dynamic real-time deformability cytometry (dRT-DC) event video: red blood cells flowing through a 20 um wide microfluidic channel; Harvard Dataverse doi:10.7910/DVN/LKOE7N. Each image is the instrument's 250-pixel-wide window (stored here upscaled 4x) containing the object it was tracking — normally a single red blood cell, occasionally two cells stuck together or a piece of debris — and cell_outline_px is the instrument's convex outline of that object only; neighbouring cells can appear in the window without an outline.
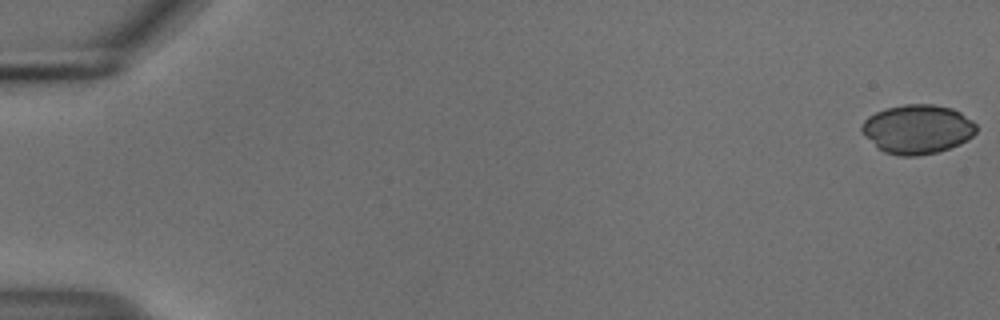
{"species": "common noctule bat (a hibernating species)", "species_latin": "Nyctalus noctula", "temperature_condition": "cold", "stored_images_in_passage": 55, "camera_frame_rate_fps": 3000, "um_per_image_px": 0.085, "animal": {"sex": "male", "body_mass_g": 18.8}, "frame": {"image": 1, "passage_image": 1, "time_ms": 0.0, "image_size_px": [1000, 320], "cell_outline_px": [[976, 132], [968, 140], [960, 144], [936, 152], [916, 156], [900, 156], [884, 152], [876, 148], [860, 132], [860, 128], [864, 120], [868, 116], [884, 108], [904, 104], [936, 104], [952, 108], [960, 112], [972, 120], [976, 124]], "centroid_in_image_um": [77.95, 10.97], "position_along_channel_um": 7.0, "area_um2": 33.18}}
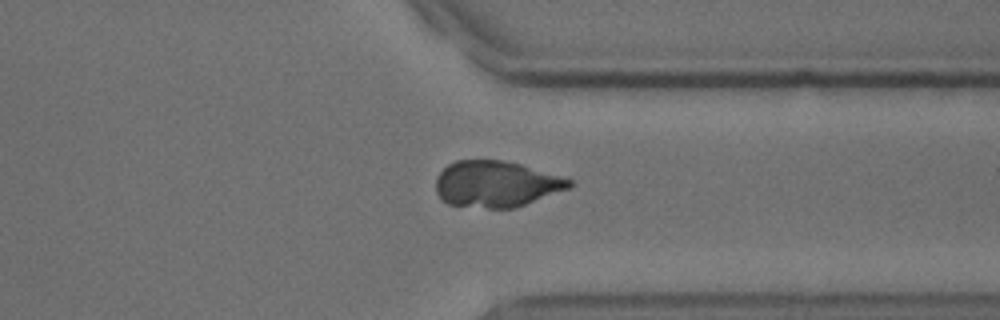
{"frame": {"image": 2, "passage_image": 43, "time_ms": 14.0, "image_size_px": [1000, 320], "cell_outline_px": [[572, 188], [516, 208], [488, 208], [448, 204], [440, 200], [436, 192], [436, 176], [448, 164], [456, 160], [504, 160], [520, 164], [572, 180]], "centroid_in_image_um": [42.16, 15.65], "position_along_channel_um": 369.2, "area_um2": 36.13}}
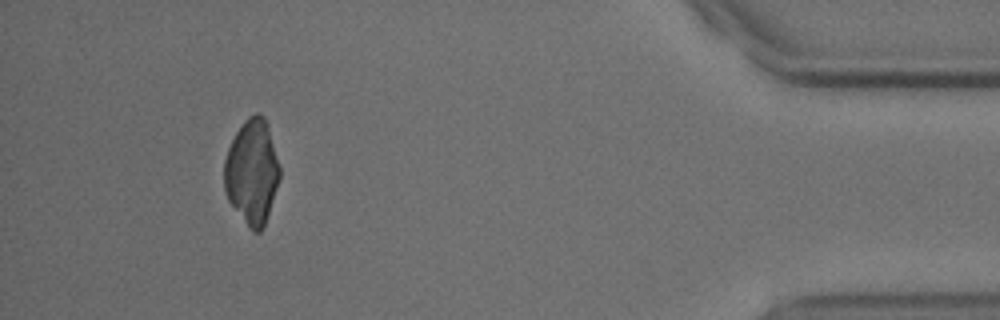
{"frame": {"image": 3, "passage_image": 51, "time_ms": 16.667, "image_size_px": [1000, 320], "cell_outline_px": [[280, 176], [264, 224], [260, 232], [252, 232], [228, 200], [224, 192], [224, 160], [228, 148], [236, 132], [244, 120], [248, 116], [256, 112], [260, 112], [264, 116], [268, 124], [280, 168]], "centroid_in_image_um": [21.4, 14.56], "position_along_channel_um": 413.8, "area_um2": 33.76}}